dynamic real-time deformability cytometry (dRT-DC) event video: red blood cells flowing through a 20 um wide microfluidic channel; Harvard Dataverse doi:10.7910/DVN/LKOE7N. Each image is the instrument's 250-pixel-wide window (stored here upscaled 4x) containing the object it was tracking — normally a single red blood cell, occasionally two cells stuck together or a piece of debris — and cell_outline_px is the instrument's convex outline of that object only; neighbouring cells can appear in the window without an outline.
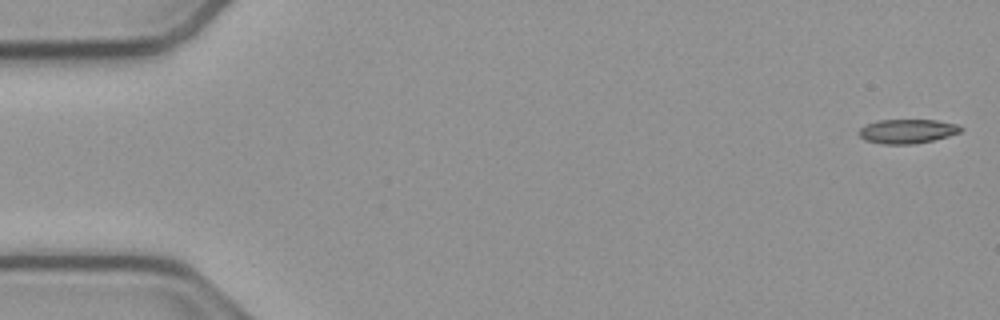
{"species": "common noctule bat (a hibernating species)", "species_latin": "Nyctalus noctula", "temperature_condition": "cold", "stored_images_in_passage": 53, "camera_frame_rate_fps": 3000, "um_per_image_px": 0.085, "animal": {"sex": "male", "body_mass_g": 23.1, "forearm_length_mm": 52.7}, "frame": {"image": 1, "passage_image": 1, "time_ms": 0.0, "image_size_px": [1000, 320], "cell_outline_px": [[964, 128], [960, 132], [948, 136], [916, 144], [884, 144], [864, 140], [856, 132], [864, 124], [880, 120], [936, 120], [956, 124]], "centroid_in_image_um": [77.08, 11.15], "position_along_channel_um": 7.9, "area_um2": 14.45}}
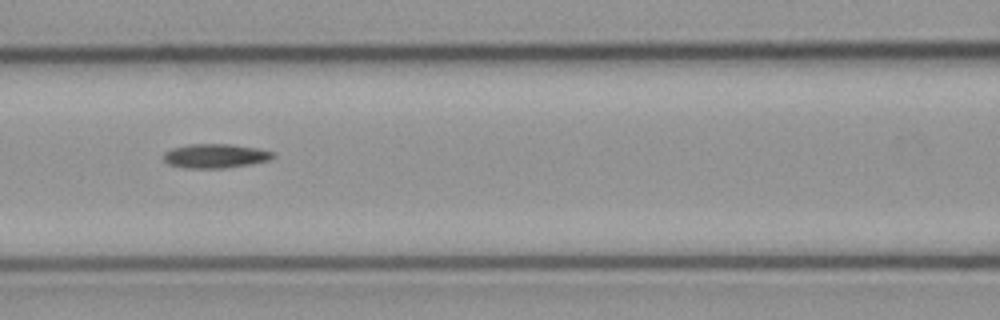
{"frame": {"image": 2, "passage_image": 23, "time_ms": 7.333, "image_size_px": [1000, 320], "cell_outline_px": [[276, 156], [268, 160], [252, 164], [224, 168], [184, 168], [168, 164], [164, 160], [164, 152], [172, 148], [188, 144], [232, 144], [260, 148], [272, 152]], "centroid_in_image_um": [18.31, 13.25], "position_along_channel_um": 148.3, "area_um2": 15.55}}
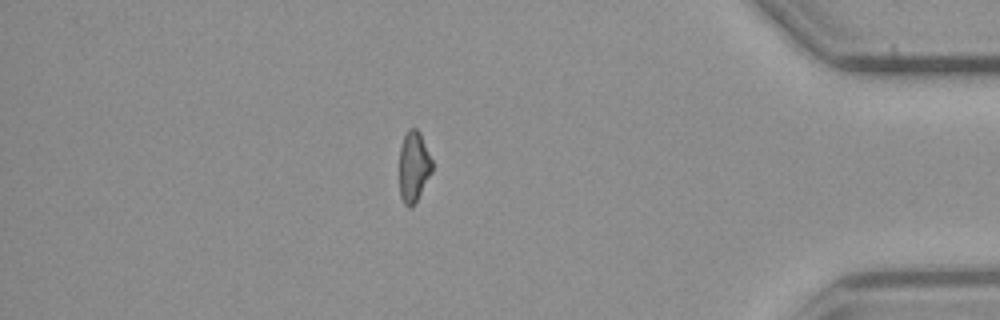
{"frame": {"image": 3, "passage_image": 46, "time_ms": 15.0, "image_size_px": [1000, 320], "cell_outline_px": [[432, 172], [412, 208], [408, 208], [404, 204], [400, 196], [400, 148], [404, 136], [408, 128], [416, 128], [420, 132], [432, 160]], "centroid_in_image_um": [35.16, 14.17], "position_along_channel_um": 400.0, "area_um2": 13.47}, "authors_computed_cell_mechanics": {"area_um2": 14.7968, "velocity_mm_per_s": 3.8217, "shape_relaxation_time_tau1_ms": 4.5162, "shape_relaxation_time_tau2_ms": 10.1805, "deformation_change_tau1": 0.1326, "deformation_change_tau2": 0.2164}}